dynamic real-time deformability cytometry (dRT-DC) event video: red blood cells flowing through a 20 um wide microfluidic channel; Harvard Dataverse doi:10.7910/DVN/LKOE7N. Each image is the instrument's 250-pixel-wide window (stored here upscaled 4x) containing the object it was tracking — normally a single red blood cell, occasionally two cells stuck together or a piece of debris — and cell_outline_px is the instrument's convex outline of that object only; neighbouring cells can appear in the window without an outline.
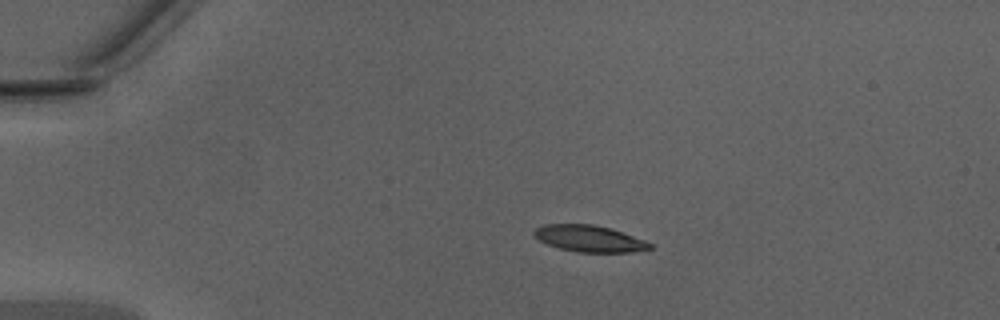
{"species": "Egyptian fruit bat (a non-hibernating species)", "species_latin": "Rousettus aegyptiacus", "temperature_condition": "warm", "stored_images_in_passage": 39, "camera_frame_rate_fps": 3000, "um_per_image_px": 0.085, "animal": {"sex": "male"}, "frame": {"image": 1, "passage_image": 1, "time_ms": 0.0, "image_size_px": [1000, 320], "cell_outline_px": [[652, 248], [632, 252], [576, 252], [560, 248], [548, 244], [532, 236], [532, 232], [536, 228], [544, 224], [592, 224], [608, 228], [644, 240], [652, 244]], "centroid_in_image_um": [50.04, 20.28], "position_along_channel_um": 35.0, "area_um2": 17.69}}
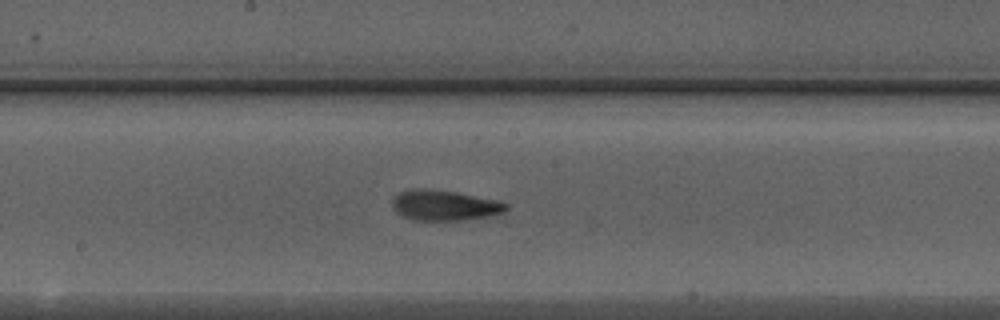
{"frame": {"image": 2, "passage_image": 17, "time_ms": 5.333, "image_size_px": [1000, 320], "cell_outline_px": [[508, 208], [504, 212], [488, 216], [460, 220], [412, 220], [396, 212], [392, 208], [392, 200], [400, 192], [408, 188], [424, 188], [456, 192], [500, 200], [508, 204]], "centroid_in_image_um": [37.78, 17.44], "position_along_channel_um": 210.4, "area_um2": 20.29}}
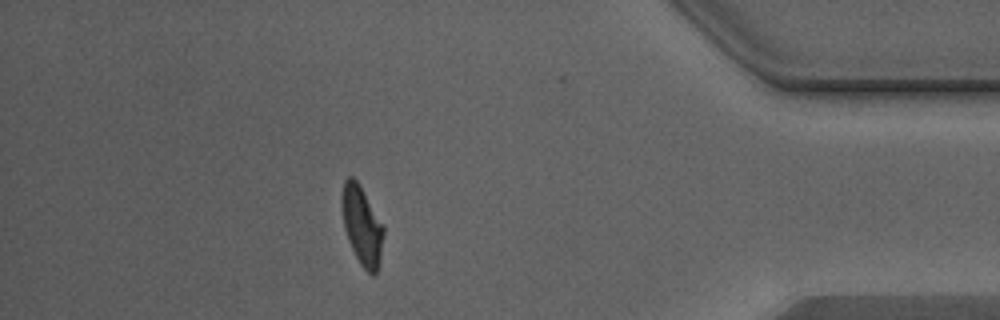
{"frame": {"image": 3, "passage_image": 33, "time_ms": 10.667, "image_size_px": [1000, 320], "cell_outline_px": [[384, 236], [380, 260], [376, 272], [372, 276], [360, 264], [348, 240], [344, 228], [340, 204], [340, 196], [344, 180], [348, 176], [352, 176], [360, 184], [384, 224]], "centroid_in_image_um": [30.76, 19.11], "position_along_channel_um": 404.4, "area_um2": 19.59}, "authors_computed_cell_mechanics": {"area_um2": 19.1896, "velocity_mm_per_s": 4.349, "shape_relaxation_time_tau1_ms": 3.0166, "shape_relaxation_time_tau2_ms": 0.7843, "deformation_change_tau1": 0.1663, "deformation_change_tau2": 0.0823}}